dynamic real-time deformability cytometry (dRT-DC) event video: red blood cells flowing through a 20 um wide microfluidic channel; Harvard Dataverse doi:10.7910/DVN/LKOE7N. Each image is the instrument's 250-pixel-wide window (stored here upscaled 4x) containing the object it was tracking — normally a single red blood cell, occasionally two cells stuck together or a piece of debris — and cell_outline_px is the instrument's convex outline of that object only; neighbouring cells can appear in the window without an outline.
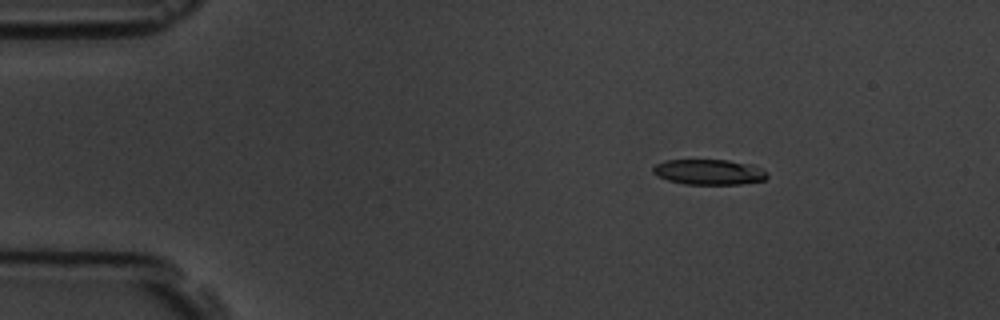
{"species": "common noctule bat (a hibernating species)", "species_latin": "Nyctalus noctula", "temperature_condition": "room temperature", "stored_images_in_passage": 9, "camera_frame_rate_fps": 3000, "um_per_image_px": 0.085, "animal": {"sex": "male", "body_mass_g": 19.5, "forearm_length_mm": 54.6}, "frame": {"image": 1, "passage_image": 1, "time_ms": 0.0, "image_size_px": [1000, 320], "cell_outline_px": [[768, 176], [764, 180], [740, 184], [684, 184], [668, 180], [656, 176], [652, 172], [652, 168], [656, 164], [664, 160], [728, 160], [752, 164], [768, 172]], "centroid_in_image_um": [60.25, 14.62], "position_along_channel_um": 24.7, "area_um2": 16.99}}